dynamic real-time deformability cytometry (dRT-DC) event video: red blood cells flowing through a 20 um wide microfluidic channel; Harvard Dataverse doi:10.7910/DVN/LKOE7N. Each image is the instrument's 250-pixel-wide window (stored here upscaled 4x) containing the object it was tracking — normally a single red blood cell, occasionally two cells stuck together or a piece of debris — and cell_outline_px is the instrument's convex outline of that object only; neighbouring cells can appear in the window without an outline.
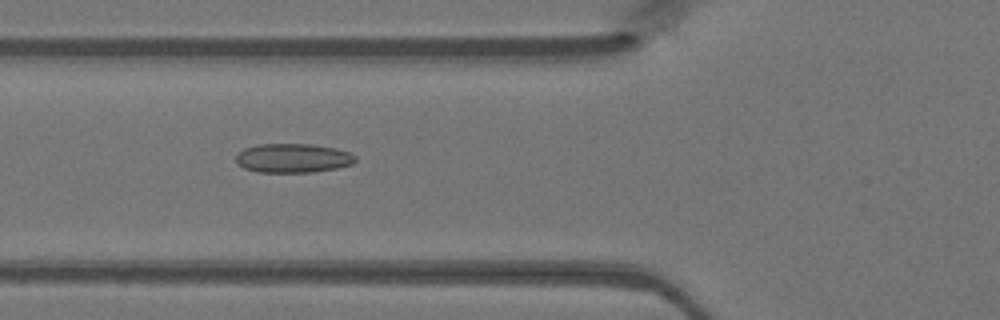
{"species": "Egyptian fruit bat (a non-hibernating species)", "species_latin": "Rousettus aegyptiacus", "temperature_condition": "warm", "stored_images_in_passage": 48, "camera_frame_rate_fps": 3000, "um_per_image_px": 0.085, "animal": {"sex": "female"}, "frame": {"image": 1, "passage_image": 18, "time_ms": 5.667, "image_size_px": [1000, 320], "cell_outline_px": [[356, 160], [352, 164], [336, 168], [312, 172], [256, 172], [244, 168], [236, 164], [236, 156], [244, 148], [256, 144], [312, 144], [336, 148], [348, 152], [356, 156]], "centroid_in_image_um": [24.88, 13.44], "position_along_channel_um": 100.9, "area_um2": 20.35}}
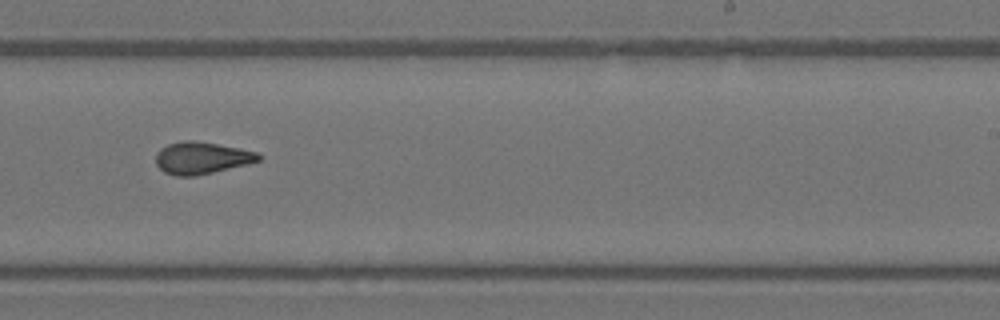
{"frame": {"image": 2, "passage_image": 30, "time_ms": 9.667, "image_size_px": [1000, 320], "cell_outline_px": [[260, 160], [248, 164], [196, 176], [176, 176], [164, 172], [156, 164], [156, 152], [160, 148], [168, 144], [184, 140], [192, 140], [240, 148], [256, 152], [260, 156]], "centroid_in_image_um": [17.11, 13.43], "position_along_channel_um": 271.9, "area_um2": 19.13}}
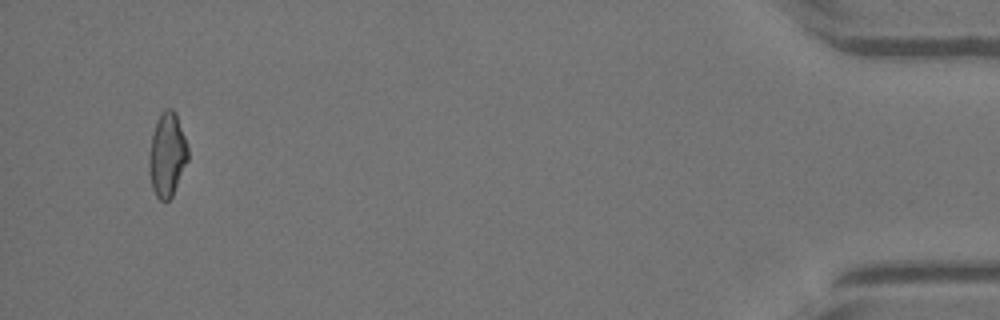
{"frame": {"image": 3, "passage_image": 46, "time_ms": 15.0, "image_size_px": [1000, 320], "cell_outline_px": [[188, 160], [172, 196], [168, 200], [160, 200], [156, 196], [152, 188], [148, 164], [148, 156], [152, 136], [156, 120], [160, 112], [168, 108], [172, 108], [176, 112], [188, 148]], "centroid_in_image_um": [14.2, 13.13], "position_along_channel_um": 421.0, "area_um2": 19.02}}